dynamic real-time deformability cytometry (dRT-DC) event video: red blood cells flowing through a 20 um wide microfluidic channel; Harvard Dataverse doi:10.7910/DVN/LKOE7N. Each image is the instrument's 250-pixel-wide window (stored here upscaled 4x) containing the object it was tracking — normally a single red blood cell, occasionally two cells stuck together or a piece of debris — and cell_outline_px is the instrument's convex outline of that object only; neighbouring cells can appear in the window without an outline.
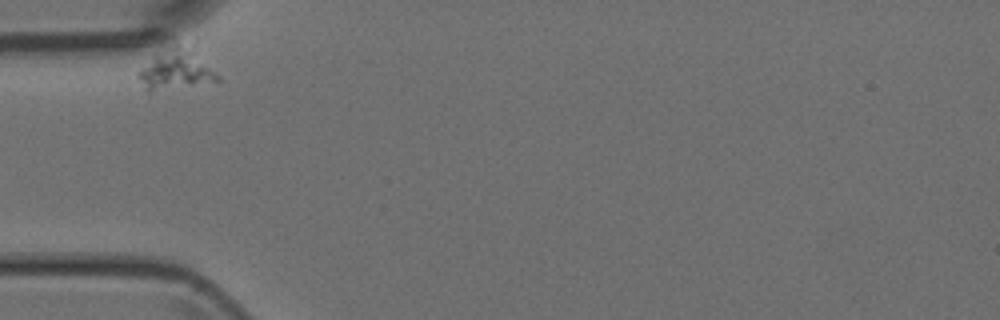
{"species": "Egyptian fruit bat (a non-hibernating species)", "species_latin": "Rousettus aegyptiacus", "temperature_condition": "room temperature", "stored_images_in_passage": 32, "camera_frame_rate_fps": 3000, "um_per_image_px": 0.085, "animal": {"sex": "female"}, "frame": {"image": 1, "passage_image": 1, "time_ms": 0.0, "image_size_px": [1000, 320], "cell_outline_px": [[220, 80], [148, 92], [140, 76], [140, 72], [164, 36], [172, 36], [196, 40], [220, 76]], "centroid_in_image_um": [15.08, 5.56], "position_along_channel_um": 69.9, "area_um2": 21.5}}
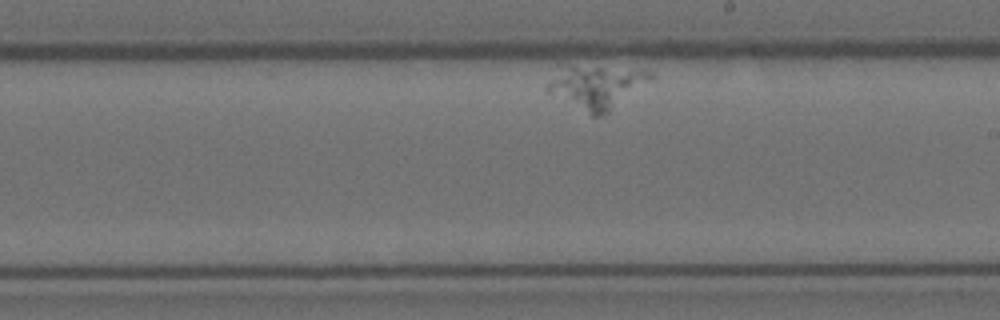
{"frame": {"image": 2, "passage_image": 19, "time_ms": 6.0, "image_size_px": [1000, 320], "cell_outline_px": [[656, 76], [652, 80], [608, 112], [600, 116], [592, 116], [548, 92], [544, 88], [548, 84], [572, 68], [600, 68], [648, 72]], "centroid_in_image_um": [50.8, 7.48], "position_along_channel_um": 238.2, "area_um2": 23.76}}
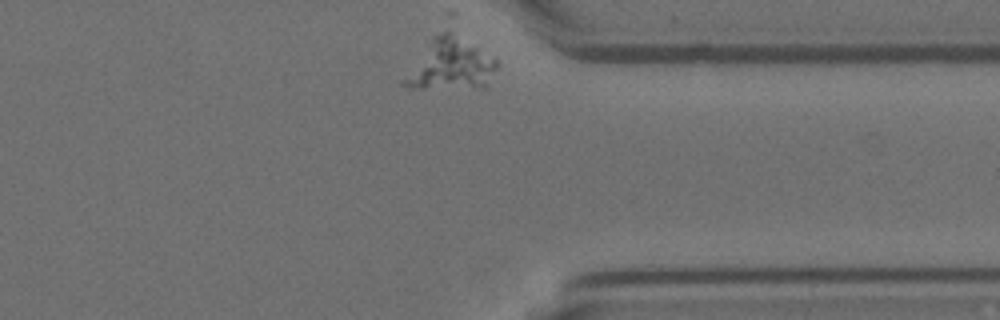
{"frame": {"image": 3, "passage_image": 32, "time_ms": 10.333, "image_size_px": [1000, 320], "cell_outline_px": [[496, 68], [484, 88], [412, 88], [400, 84], [400, 80], [432, 36], [444, 32], [452, 32], [496, 60]], "centroid_in_image_um": [38.21, 5.53], "position_along_channel_um": 373.2, "area_um2": 27.17}}